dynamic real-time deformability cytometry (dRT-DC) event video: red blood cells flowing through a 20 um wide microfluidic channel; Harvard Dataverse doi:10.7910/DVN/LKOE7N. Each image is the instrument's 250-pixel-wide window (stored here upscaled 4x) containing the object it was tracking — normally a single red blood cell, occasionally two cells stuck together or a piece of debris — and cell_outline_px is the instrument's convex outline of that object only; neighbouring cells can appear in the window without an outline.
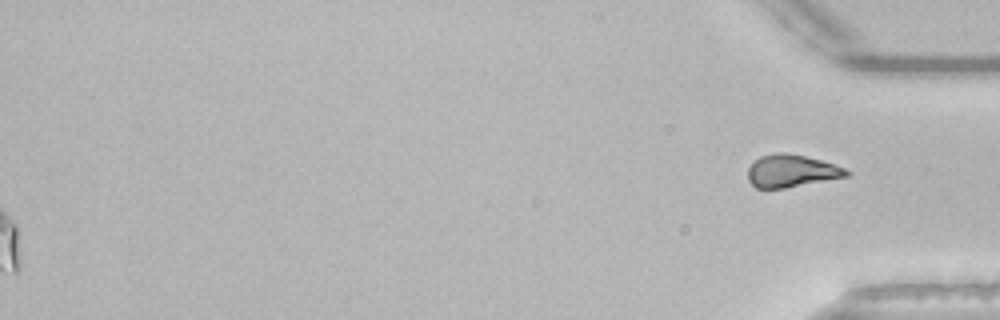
{"species": "common noctule bat (a hibernating species)", "species_latin": "Nyctalus noctula", "temperature_condition": "room temperature", "stored_images_in_passage": 54, "segment_of_instrument_passage": [2, 2], "camera_frame_rate_fps": 3000, "um_per_image_px": 0.085, "animal": {"sex": "male", "body_mass_g": 21.5, "forearm_length_mm": 52.0}, "frame": {"image": 1, "passage_image": 54, "time_ms": 17.667, "image_size_px": [1000, 320], "cell_outline_px": [[852, 172], [848, 176], [784, 188], [756, 188], [748, 180], [748, 168], [760, 156], [776, 152], [784, 152], [804, 156], [820, 160], [844, 168]], "centroid_in_image_um": [67.26, 14.53], "position_along_channel_um": 367.9, "area_um2": 18.44}}